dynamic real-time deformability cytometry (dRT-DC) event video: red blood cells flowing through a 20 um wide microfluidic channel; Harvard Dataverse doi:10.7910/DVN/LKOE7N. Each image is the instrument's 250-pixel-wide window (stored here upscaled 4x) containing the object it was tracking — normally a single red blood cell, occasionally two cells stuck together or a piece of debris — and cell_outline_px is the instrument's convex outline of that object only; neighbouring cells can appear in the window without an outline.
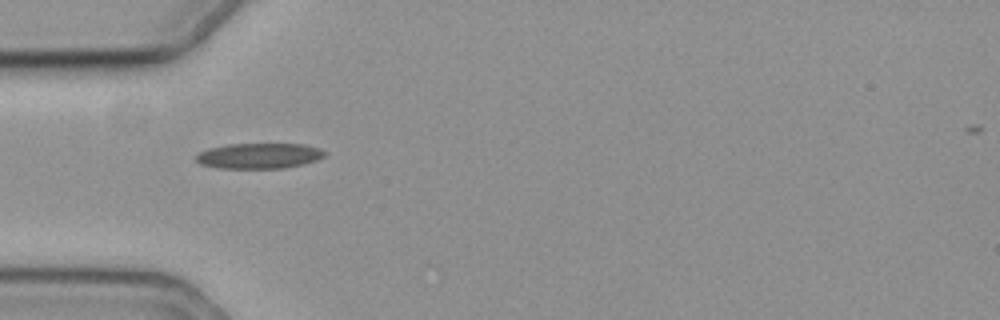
{"species": "common noctule bat (a hibernating species)", "species_latin": "Nyctalus noctula", "temperature_condition": "cold", "stored_images_in_passage": 12, "camera_frame_rate_fps": 3000, "um_per_image_px": 0.085, "animal": {"sex": "female", "body_mass_g": 19.3, "forearm_length_mm": 54.1}, "frame": {"image": 1, "passage_image": 1, "time_ms": 0.0, "image_size_px": [1000, 320], "cell_outline_px": [[328, 152], [324, 156], [316, 160], [284, 168], [220, 168], [200, 164], [196, 160], [196, 156], [200, 152], [208, 148], [228, 144], [304, 144], [320, 148]], "centroid_in_image_um": [22.03, 13.24], "position_along_channel_um": 63.0, "area_um2": 19.02}}
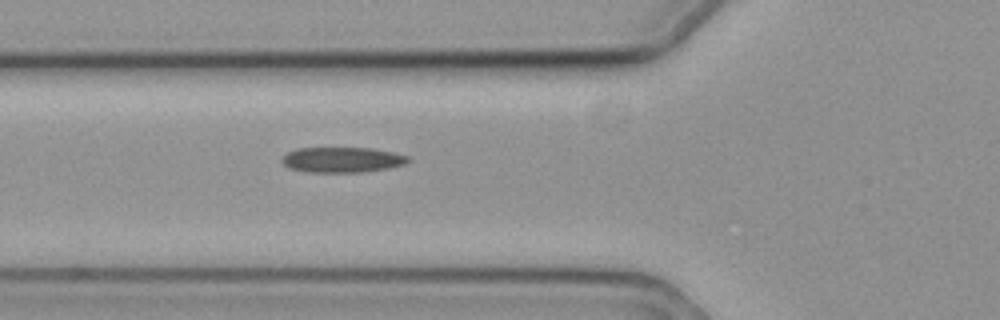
{"frame": {"image": 2, "passage_image": 4, "time_ms": 1.0, "image_size_px": [1000, 320], "cell_outline_px": [[412, 160], [404, 164], [388, 168], [364, 172], [308, 172], [288, 168], [280, 160], [288, 152], [296, 148], [372, 148], [392, 152], [408, 156]], "centroid_in_image_um": [29.08, 13.58], "position_along_channel_um": 96.7, "area_um2": 18.67}}
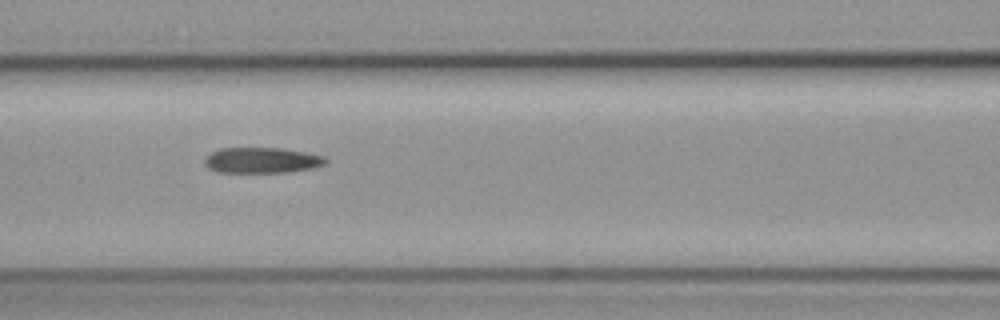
{"frame": {"image": 3, "passage_image": 8, "time_ms": 2.333, "image_size_px": [1000, 320], "cell_outline_px": [[328, 160], [324, 164], [312, 168], [288, 172], [216, 172], [208, 168], [204, 164], [204, 156], [220, 148], [284, 148], [324, 156]], "centroid_in_image_um": [22.22, 13.62], "position_along_channel_um": 144.4, "area_um2": 18.15}}